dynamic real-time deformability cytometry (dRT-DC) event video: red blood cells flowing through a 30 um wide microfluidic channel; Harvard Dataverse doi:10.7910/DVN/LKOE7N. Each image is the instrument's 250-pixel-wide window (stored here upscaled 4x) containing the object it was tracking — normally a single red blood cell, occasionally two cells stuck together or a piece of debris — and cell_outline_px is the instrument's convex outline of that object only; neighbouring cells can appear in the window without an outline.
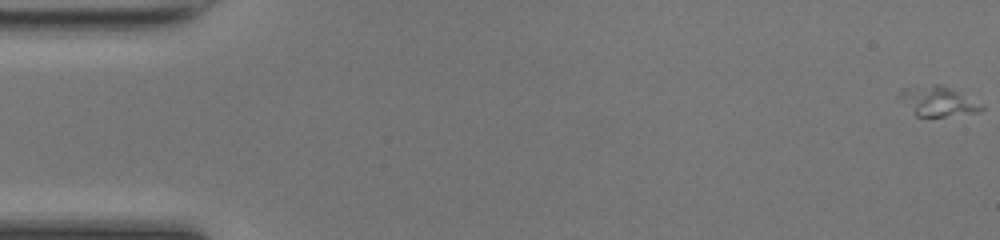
{"species": "common noctule bat (a hibernating species)", "species_latin": "Nyctalus noctula", "temperature_condition": "room temperature", "stored_images_in_passage": 49, "segment_of_instrument_passage": [1, 2], "camera_frame_rate_fps": 3000, "um_per_image_px": 0.085, "animal": {"sex": "female", "body_mass_g": 17.0, "forearm_length_mm": 48.0}, "frame": {"image": 1, "passage_image": 1, "time_ms": 0.0, "image_size_px": [1000, 240], "cell_outline_px": [[984, 108], [980, 112], [944, 116], [916, 116], [896, 100], [896, 96], [900, 88], [936, 84], [940, 84], [956, 92]], "centroid_in_image_um": [79.51, 8.61], "position_along_channel_um": 5.5, "area_um2": 14.05}}
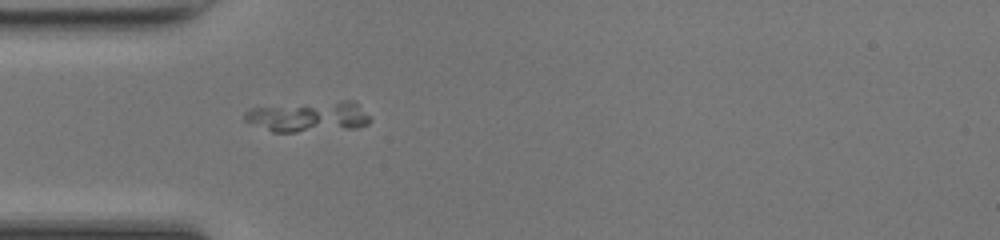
{"frame": {"image": 2, "passage_image": 16, "time_ms": 5.0, "image_size_px": [1000, 240], "cell_outline_px": [[320, 112], [316, 120], [312, 124], [296, 132], [272, 132], [244, 120], [244, 112], [248, 108], [312, 108]], "centroid_in_image_um": [23.93, 10.07], "position_along_channel_um": 61.1, "area_um2": 10.58}}
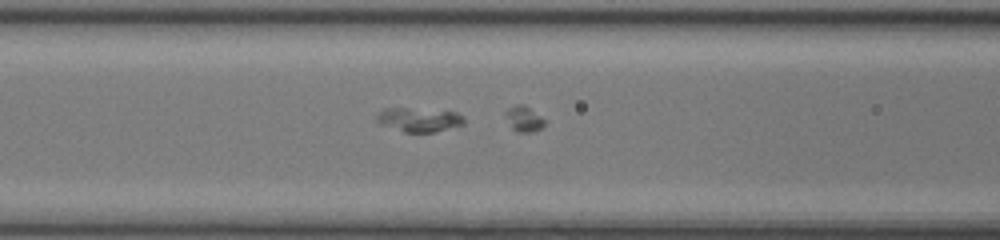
{"frame": {"image": 3, "passage_image": 21, "time_ms": 6.667, "image_size_px": [1000, 240], "cell_outline_px": [[464, 124], [432, 132], [404, 132], [380, 124], [376, 120], [376, 116], [384, 108], [404, 108], [456, 112], [464, 116]], "centroid_in_image_um": [35.59, 10.17], "position_along_channel_um": 131.0, "area_um2": 12.02}}